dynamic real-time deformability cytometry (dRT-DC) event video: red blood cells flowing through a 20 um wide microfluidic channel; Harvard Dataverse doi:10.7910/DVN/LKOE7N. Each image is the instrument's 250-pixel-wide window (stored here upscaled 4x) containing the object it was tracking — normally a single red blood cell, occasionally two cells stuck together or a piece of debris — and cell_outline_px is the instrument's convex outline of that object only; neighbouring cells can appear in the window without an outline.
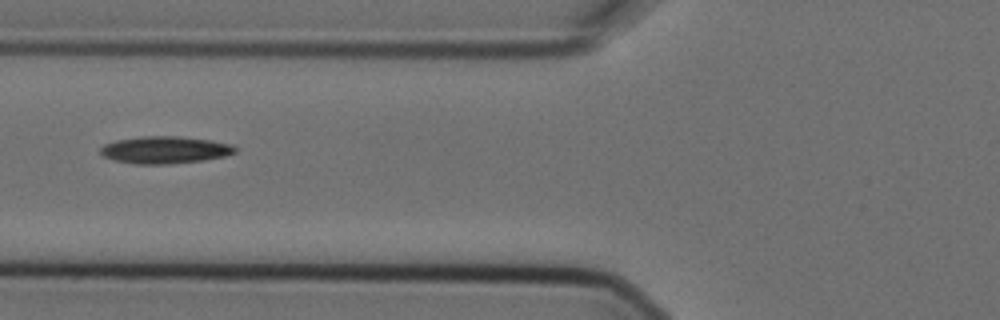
{"species": "Egyptian fruit bat (a non-hibernating species)", "species_latin": "Rousettus aegyptiacus", "temperature_condition": "cold", "stored_images_in_passage": 5, "camera_frame_rate_fps": 3000, "um_per_image_px": 0.085, "animal": {"sex": "female"}, "frame": {"image": 1, "passage_image": 5, "time_ms": 1.333, "image_size_px": [1000, 320], "cell_outline_px": [[236, 152], [224, 156], [204, 160], [168, 164], [136, 164], [116, 160], [104, 156], [100, 152], [100, 148], [104, 144], [116, 140], [140, 136], [180, 136], [212, 140], [232, 144], [236, 148]], "centroid_in_image_um": [14.03, 12.73], "position_along_channel_um": 111.8, "area_um2": 21.39}}